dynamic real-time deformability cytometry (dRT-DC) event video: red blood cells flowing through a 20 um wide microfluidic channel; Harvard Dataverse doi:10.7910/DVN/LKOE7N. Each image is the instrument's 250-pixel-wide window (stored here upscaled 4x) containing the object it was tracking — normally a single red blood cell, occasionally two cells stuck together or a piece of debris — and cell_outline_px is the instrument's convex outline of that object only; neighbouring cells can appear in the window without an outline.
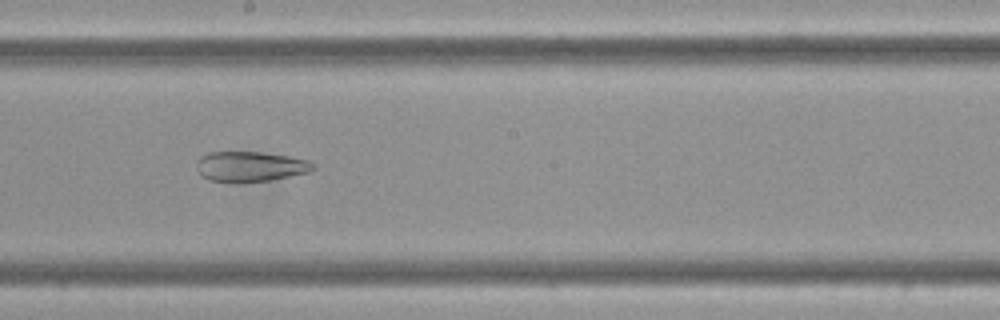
{"species": "Egyptian fruit bat (a non-hibernating species)", "species_latin": "Rousettus aegyptiacus", "temperature_condition": "cold", "stored_images_in_passage": 8, "camera_frame_rate_fps": 3000, "um_per_image_px": 0.085, "frame": {"image": 1, "passage_image": 8, "time_ms": 2.333, "image_size_px": [1000, 320], "cell_outline_px": [[316, 168], [308, 172], [268, 180], [208, 180], [200, 176], [196, 168], [196, 160], [200, 156], [208, 152], [260, 152], [288, 156], [308, 160]], "centroid_in_image_um": [21.22, 14.12], "position_along_channel_um": 227.0, "area_um2": 19.94}}